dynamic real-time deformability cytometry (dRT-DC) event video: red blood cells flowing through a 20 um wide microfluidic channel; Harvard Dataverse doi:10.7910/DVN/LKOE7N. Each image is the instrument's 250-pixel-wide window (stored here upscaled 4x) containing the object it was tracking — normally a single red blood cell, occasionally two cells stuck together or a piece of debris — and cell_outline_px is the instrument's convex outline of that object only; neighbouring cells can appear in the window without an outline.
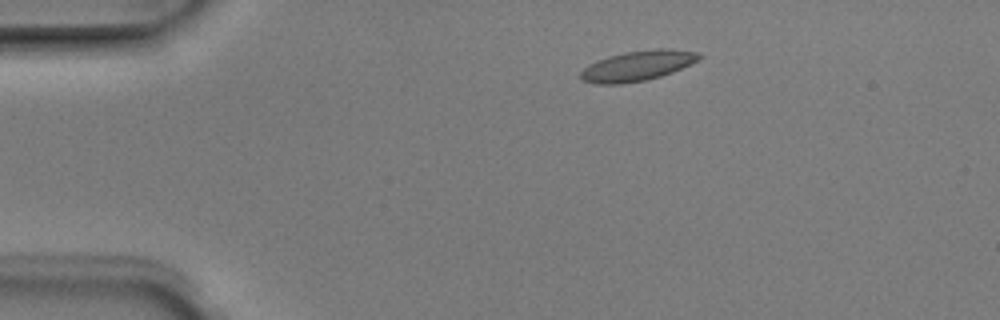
{"species": "Egyptian fruit bat (a non-hibernating species)", "species_latin": "Rousettus aegyptiacus", "temperature_condition": "room temperature", "stored_images_in_passage": 4, "camera_frame_rate_fps": 3000, "um_per_image_px": 0.085, "animal": {"sex": "male"}, "frame": {"image": 1, "passage_image": 2, "time_ms": 0.333, "image_size_px": [1000, 320], "cell_outline_px": [[700, 56], [696, 60], [672, 72], [660, 76], [644, 80], [620, 84], [596, 84], [580, 80], [580, 72], [588, 64], [596, 60], [608, 56], [624, 52], [656, 48], [668, 48], [696, 52]], "centroid_in_image_um": [54.09, 5.59], "position_along_channel_um": 30.9, "area_um2": 20.63}}
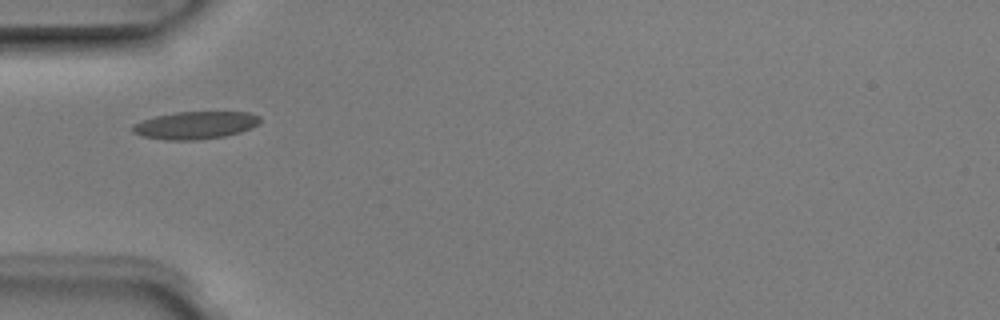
{"frame": {"image": 2, "passage_image": 4, "time_ms": 1.0, "image_size_px": [1000, 320], "cell_outline_px": [[260, 120], [256, 124], [240, 132], [224, 136], [196, 140], [164, 140], [140, 136], [132, 132], [132, 124], [156, 116], [176, 112], [248, 112], [260, 116]], "centroid_in_image_um": [16.55, 10.65], "position_along_channel_um": 68.5, "area_um2": 20.35}}